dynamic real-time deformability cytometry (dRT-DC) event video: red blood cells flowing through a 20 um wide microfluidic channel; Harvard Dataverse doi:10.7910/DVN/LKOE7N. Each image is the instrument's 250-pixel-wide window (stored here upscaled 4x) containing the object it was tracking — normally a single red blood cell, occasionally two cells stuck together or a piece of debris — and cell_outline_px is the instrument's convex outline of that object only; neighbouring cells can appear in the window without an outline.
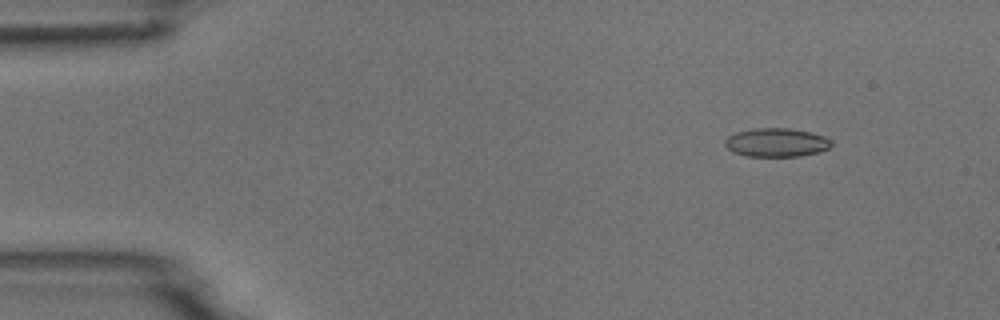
{"species": "common noctule bat (a hibernating species)", "species_latin": "Nyctalus noctula", "temperature_condition": "room temperature", "stored_images_in_passage": 5, "segment_of_instrument_passage": [1, 2], "camera_frame_rate_fps": 3000, "um_per_image_px": 0.085, "animal": {"sex": "male", "body_mass_g": 18.8}, "frame": {"image": 1, "passage_image": 2, "time_ms": 1.333, "image_size_px": [1000, 320], "cell_outline_px": [[832, 144], [828, 148], [816, 152], [800, 156], [748, 156], [732, 152], [724, 144], [724, 140], [728, 136], [736, 132], [752, 128], [788, 128], [808, 132], [824, 136]], "centroid_in_image_um": [65.93, 12.11], "position_along_channel_um": 19.1, "area_um2": 17.57}}
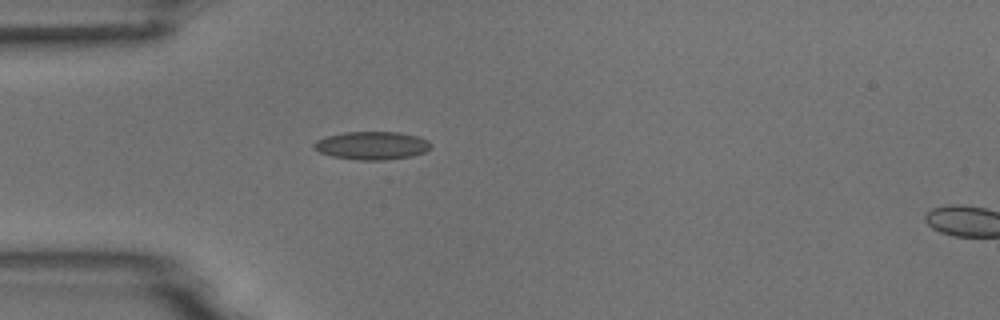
{"frame": {"image": 2, "passage_image": 4, "time_ms": 4.333, "image_size_px": [1000, 320], "cell_outline_px": [[432, 148], [424, 152], [412, 156], [384, 160], [356, 160], [332, 156], [320, 152], [312, 148], [312, 144], [316, 140], [324, 136], [344, 132], [400, 132], [416, 136], [428, 140], [432, 144]], "centroid_in_image_um": [31.59, 12.37], "position_along_channel_um": 53.4, "area_um2": 19.36}}